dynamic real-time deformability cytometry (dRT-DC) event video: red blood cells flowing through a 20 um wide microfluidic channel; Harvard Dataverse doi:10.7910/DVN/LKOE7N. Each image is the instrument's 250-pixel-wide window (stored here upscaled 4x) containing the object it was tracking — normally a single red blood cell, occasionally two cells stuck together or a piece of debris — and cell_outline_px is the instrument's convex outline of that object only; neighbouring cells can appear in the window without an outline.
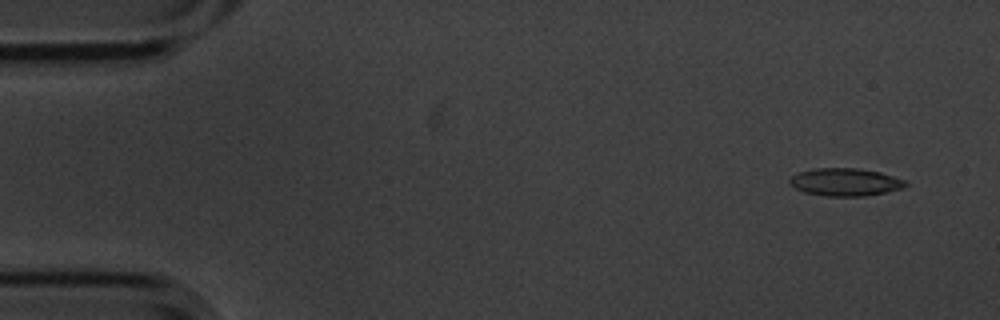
{"species": "common noctule bat (a hibernating species)", "species_latin": "Nyctalus noctula", "temperature_condition": "cold", "stored_images_in_passage": 7, "camera_frame_rate_fps": 3000, "um_per_image_px": 0.085, "animal": {"sex": "male", "body_mass_g": 20.1, "forearm_length_mm": 53.5}, "frame": {"image": 1, "passage_image": 1, "time_ms": 0.0, "image_size_px": [1000, 320], "cell_outline_px": [[908, 184], [904, 188], [864, 196], [824, 196], [804, 192], [788, 184], [788, 180], [792, 176], [800, 172], [812, 168], [856, 168], [880, 172], [908, 180]], "centroid_in_image_um": [71.85, 15.47], "position_along_channel_um": 13.1, "area_um2": 18.84}}
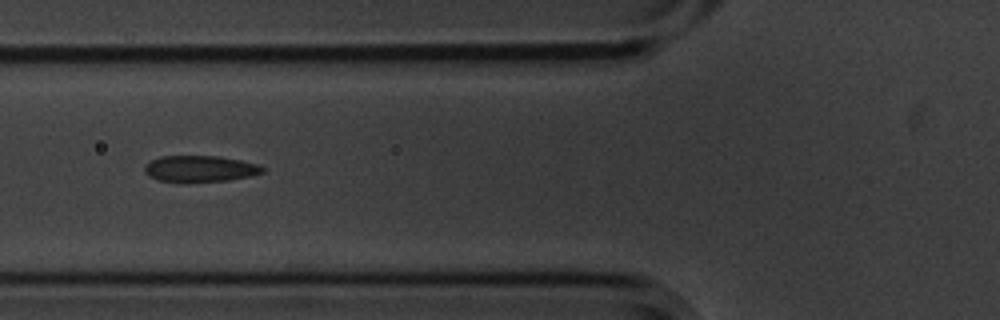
{"frame": {"image": 2, "passage_image": 5, "time_ms": 1.333, "image_size_px": [1000, 320], "cell_outline_px": [[264, 172], [252, 176], [228, 180], [184, 184], [156, 180], [148, 176], [144, 172], [144, 164], [160, 156], [216, 156], [240, 160], [260, 164], [264, 168]], "centroid_in_image_um": [16.96, 14.37], "position_along_channel_um": 108.8, "area_um2": 18.73}}
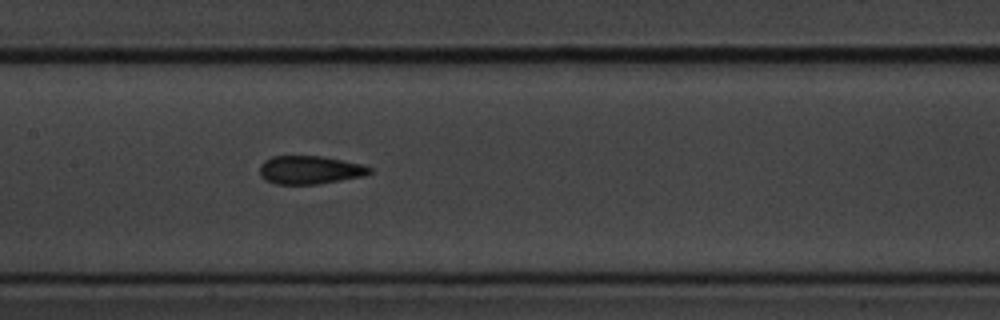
{"frame": {"image": 3, "passage_image": 7, "time_ms": 2.0, "image_size_px": [1000, 320], "cell_outline_px": [[372, 172], [364, 176], [316, 184], [276, 184], [264, 180], [260, 176], [260, 164], [264, 160], [272, 156], [320, 156], [360, 164], [372, 168]], "centroid_in_image_um": [26.29, 14.45], "position_along_channel_um": 181.1, "area_um2": 18.03}}